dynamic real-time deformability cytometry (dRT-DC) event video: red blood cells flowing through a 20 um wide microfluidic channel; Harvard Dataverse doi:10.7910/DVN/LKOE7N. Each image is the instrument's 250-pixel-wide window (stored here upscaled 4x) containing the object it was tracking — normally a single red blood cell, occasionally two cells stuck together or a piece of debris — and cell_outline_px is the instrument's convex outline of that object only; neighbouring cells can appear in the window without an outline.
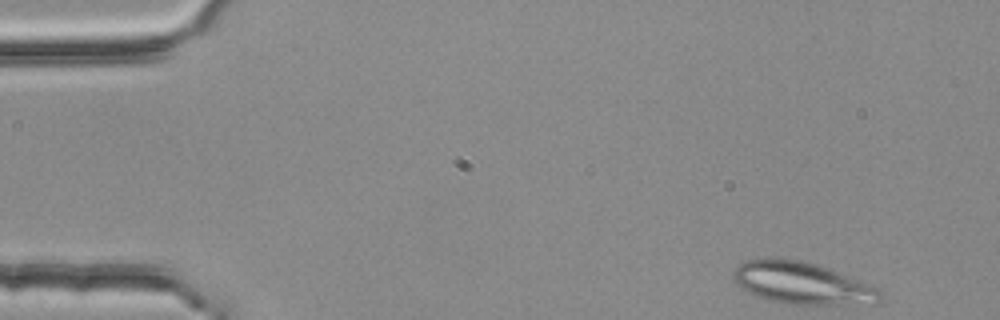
{"species": "common noctule bat (a hibernating species)", "species_latin": "Nyctalus noctula", "temperature_condition": "room temperature", "stored_images_in_passage": 47, "segment_of_instrument_passage": [1, 2], "camera_frame_rate_fps": 3000, "um_per_image_px": 0.085, "animal": {"sex": "female", "body_mass_g": 25.1}, "frame": {"image": 1, "passage_image": 1, "time_ms": 0.0, "image_size_px": [1000, 320], "cell_outline_px": [[884, 292], [880, 304], [792, 304], [768, 300], [748, 292], [736, 284], [732, 276], [736, 268], [740, 264], [748, 260], [764, 256], [772, 256], [804, 260], [832, 268], [880, 288]], "centroid_in_image_um": [68.25, 24.04], "position_along_channel_um": 16.8, "area_um2": 36.93}}